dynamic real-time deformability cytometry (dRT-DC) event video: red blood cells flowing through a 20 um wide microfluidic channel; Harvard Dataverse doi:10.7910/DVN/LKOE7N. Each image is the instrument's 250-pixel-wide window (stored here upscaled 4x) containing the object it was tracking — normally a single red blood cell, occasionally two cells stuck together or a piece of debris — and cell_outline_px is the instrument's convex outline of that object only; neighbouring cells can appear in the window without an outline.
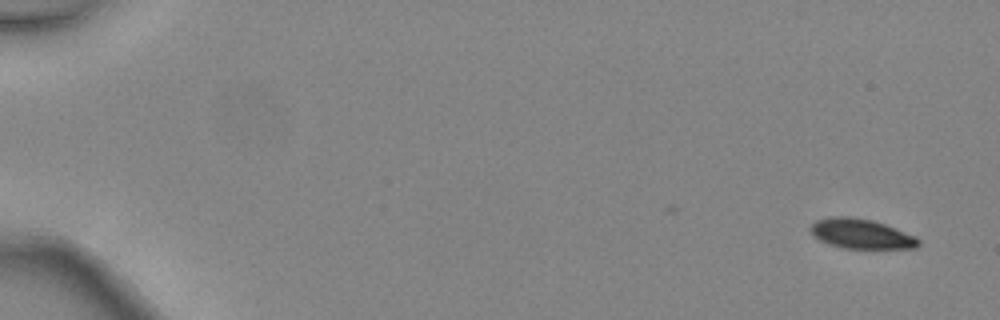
{"species": "common noctule bat (a hibernating species)", "species_latin": "Nyctalus noctula", "temperature_condition": "warm", "stored_images_in_passage": 2, "camera_frame_rate_fps": 3000, "um_per_image_px": 0.085, "animal": {"sex": "female", "body_mass_g": 24.6, "forearm_length_mm": 56.2}, "frame": {"image": 1, "passage_image": 2, "time_ms": 0.333, "image_size_px": [1000, 320], "cell_outline_px": [[920, 244], [916, 248], [840, 248], [828, 244], [812, 236], [808, 228], [816, 220], [828, 216], [852, 216], [872, 220], [884, 224], [916, 236], [920, 240]], "centroid_in_image_um": [73.15, 19.86], "position_along_channel_um": 11.9, "area_um2": 18.96}}